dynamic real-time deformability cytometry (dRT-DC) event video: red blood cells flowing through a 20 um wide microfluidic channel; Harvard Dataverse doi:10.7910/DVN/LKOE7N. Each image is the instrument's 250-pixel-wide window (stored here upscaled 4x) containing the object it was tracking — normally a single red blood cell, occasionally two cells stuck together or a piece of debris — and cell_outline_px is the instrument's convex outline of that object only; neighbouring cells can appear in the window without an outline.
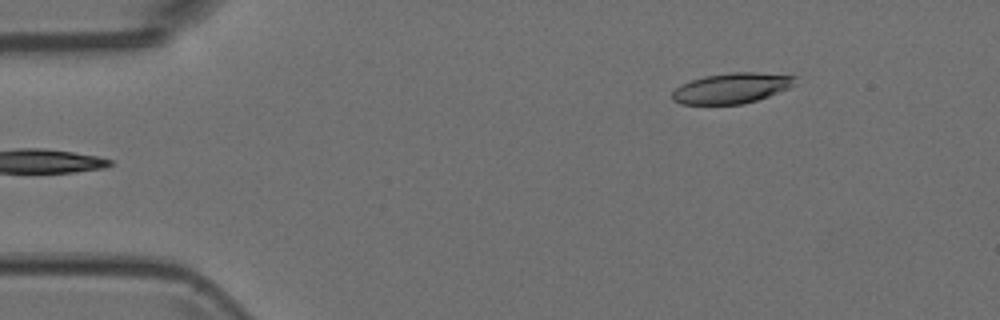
{"species": "Egyptian fruit bat (a non-hibernating species)", "species_latin": "Rousettus aegyptiacus", "temperature_condition": "room temperature", "stored_images_in_passage": 6, "camera_frame_rate_fps": 3000, "um_per_image_px": 0.085, "animal": {"sex": "female"}, "frame": {"image": 1, "passage_image": 6, "time_ms": 1.667, "image_size_px": [1000, 320], "cell_outline_px": [[796, 76], [792, 84], [788, 88], [768, 96], [744, 104], [680, 104], [672, 100], [672, 92], [676, 88], [692, 80], [704, 76], [732, 72], [756, 72]], "centroid_in_image_um": [62.16, 7.5], "position_along_channel_um": 22.8, "area_um2": 21.5}}